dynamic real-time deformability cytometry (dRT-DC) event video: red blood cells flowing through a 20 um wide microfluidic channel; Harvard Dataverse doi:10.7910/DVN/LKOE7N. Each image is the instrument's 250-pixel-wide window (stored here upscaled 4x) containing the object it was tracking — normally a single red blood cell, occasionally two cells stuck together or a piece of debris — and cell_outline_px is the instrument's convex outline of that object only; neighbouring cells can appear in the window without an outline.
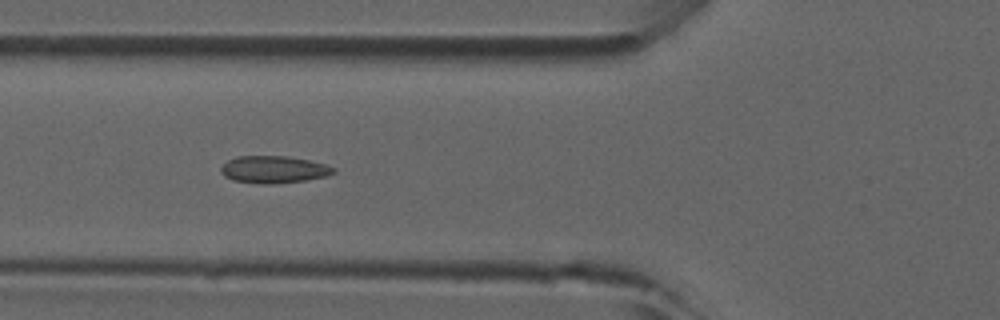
{"species": "common noctule bat (a hibernating species)", "species_latin": "Nyctalus noctula", "temperature_condition": "room temperature", "stored_images_in_passage": 38, "camera_frame_rate_fps": 3000, "um_per_image_px": 0.085, "animal": {"sex": "male", "forearm_length_mm": 52.5}, "frame": {"image": 1, "passage_image": 12, "time_ms": 3.667, "image_size_px": [1000, 320], "cell_outline_px": [[336, 172], [328, 176], [304, 180], [272, 184], [260, 184], [232, 180], [224, 176], [220, 172], [220, 168], [228, 160], [236, 156], [288, 156], [308, 160], [324, 164], [336, 168]], "centroid_in_image_um": [23.25, 14.41], "position_along_channel_um": 102.5, "area_um2": 17.92}}